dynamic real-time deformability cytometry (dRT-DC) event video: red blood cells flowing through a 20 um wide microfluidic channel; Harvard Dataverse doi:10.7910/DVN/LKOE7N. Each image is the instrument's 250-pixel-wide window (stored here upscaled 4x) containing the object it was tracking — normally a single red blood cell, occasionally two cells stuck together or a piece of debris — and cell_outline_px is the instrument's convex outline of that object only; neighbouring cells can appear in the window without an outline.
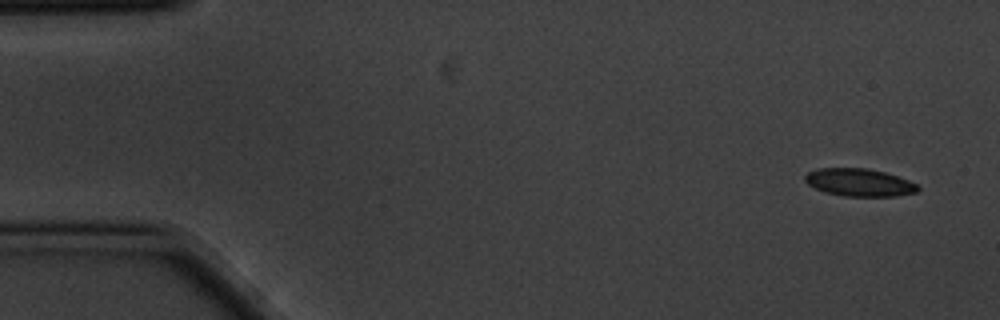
{"species": "common noctule bat (a hibernating species)", "species_latin": "Nyctalus noctula", "temperature_condition": "cold", "stored_images_in_passage": 4, "camera_frame_rate_fps": 3000, "um_per_image_px": 0.085, "animal": {"sex": "male", "body_mass_g": 20.1, "forearm_length_mm": 53.5}, "frame": {"image": 1, "passage_image": 1, "time_ms": 0.0, "image_size_px": [1000, 320], "cell_outline_px": [[920, 188], [916, 192], [896, 196], [844, 196], [824, 192], [808, 184], [804, 180], [804, 176], [808, 172], [816, 168], [868, 168], [884, 172], [908, 180], [916, 184]], "centroid_in_image_um": [73.01, 15.5], "position_along_channel_um": 12.0, "area_um2": 18.15}}
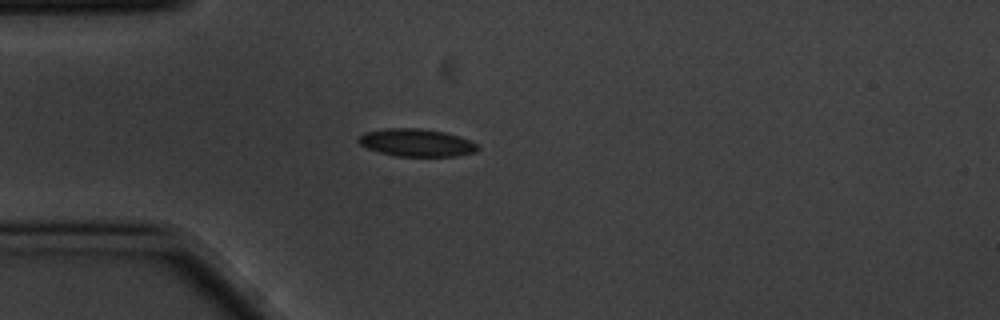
{"frame": {"image": 2, "passage_image": 4, "time_ms": 1.0, "image_size_px": [1000, 320], "cell_outline_px": [[480, 148], [476, 152], [456, 156], [396, 156], [380, 152], [368, 148], [360, 144], [356, 140], [364, 132], [384, 128], [420, 128], [444, 132], [460, 136], [476, 144]], "centroid_in_image_um": [35.4, 12.12], "position_along_channel_um": 49.6, "area_um2": 19.19}}